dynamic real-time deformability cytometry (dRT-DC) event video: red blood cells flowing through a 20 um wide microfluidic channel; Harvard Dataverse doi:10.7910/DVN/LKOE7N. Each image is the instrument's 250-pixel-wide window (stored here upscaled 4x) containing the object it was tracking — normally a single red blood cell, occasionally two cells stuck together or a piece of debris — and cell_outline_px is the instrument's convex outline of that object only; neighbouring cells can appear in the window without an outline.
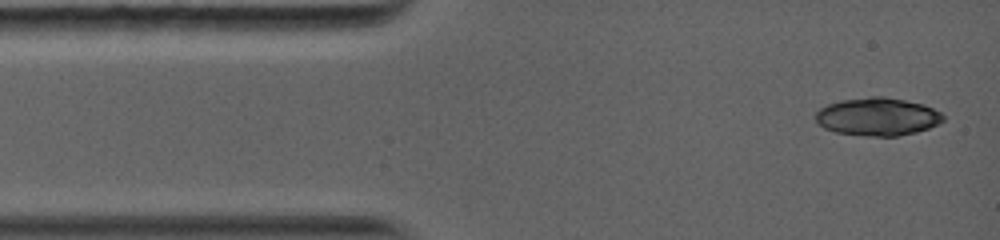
{"species": "common noctule bat (a hibernating species)", "species_latin": "Nyctalus noctula", "temperature_condition": "warm", "stored_images_in_passage": 6, "camera_frame_rate_fps": 5000, "um_per_image_px": 0.085, "animal": {"sex": "female", "body_mass_g": 19.0, "forearm_length_mm": 56.7}, "frame": {"image": 1, "passage_image": 1, "time_ms": 0.0, "image_size_px": [1000, 240], "cell_outline_px": [[944, 120], [928, 128], [916, 132], [896, 136], [868, 136], [836, 132], [824, 128], [816, 120], [816, 112], [820, 108], [828, 104], [840, 100], [872, 96], [884, 96], [924, 104], [940, 112], [944, 116]], "centroid_in_image_um": [74.58, 9.91], "position_along_channel_um": 10.4, "area_um2": 28.09}}